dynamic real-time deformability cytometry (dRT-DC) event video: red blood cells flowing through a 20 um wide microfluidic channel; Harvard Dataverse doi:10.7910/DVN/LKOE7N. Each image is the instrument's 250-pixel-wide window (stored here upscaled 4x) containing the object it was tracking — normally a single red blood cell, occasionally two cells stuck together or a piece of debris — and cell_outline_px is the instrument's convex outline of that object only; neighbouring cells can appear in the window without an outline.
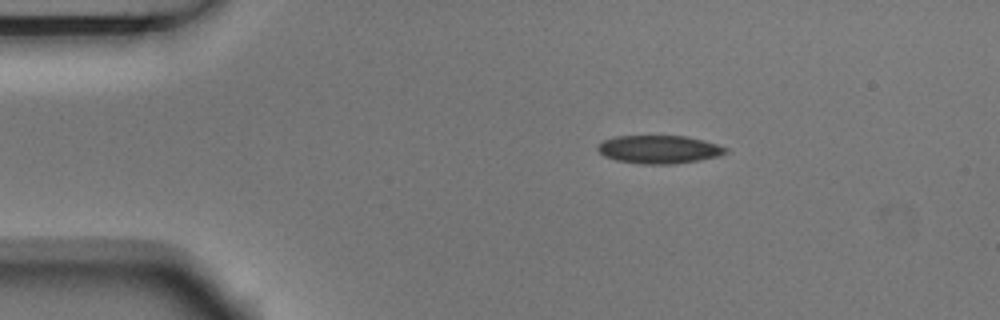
{"species": "Egyptian fruit bat (a non-hibernating species)", "species_latin": "Rousettus aegyptiacus", "temperature_condition": "room temperature", "stored_images_in_passage": 7, "camera_frame_rate_fps": 3000, "um_per_image_px": 0.085, "animal": {"sex": "male"}, "frame": {"image": 1, "passage_image": 1, "time_ms": 0.0, "image_size_px": [1000, 320], "cell_outline_px": [[728, 152], [716, 156], [696, 160], [672, 164], [644, 164], [616, 160], [604, 156], [596, 148], [604, 140], [616, 136], [688, 136], [704, 140], [728, 148]], "centroid_in_image_um": [56.01, 12.69], "position_along_channel_um": 29.0, "area_um2": 20.75}}
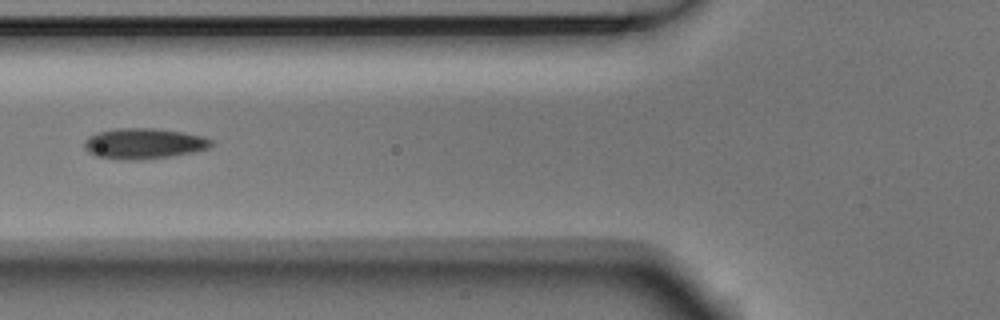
{"frame": {"image": 2, "passage_image": 4, "time_ms": 1.0, "image_size_px": [1000, 320], "cell_outline_px": [[212, 144], [208, 148], [192, 152], [168, 156], [128, 160], [96, 156], [88, 152], [84, 148], [84, 140], [88, 136], [96, 132], [112, 128], [152, 128], [184, 132], [204, 136], [212, 140]], "centroid_in_image_um": [12.18, 12.17], "position_along_channel_um": 113.6, "area_um2": 22.54}}
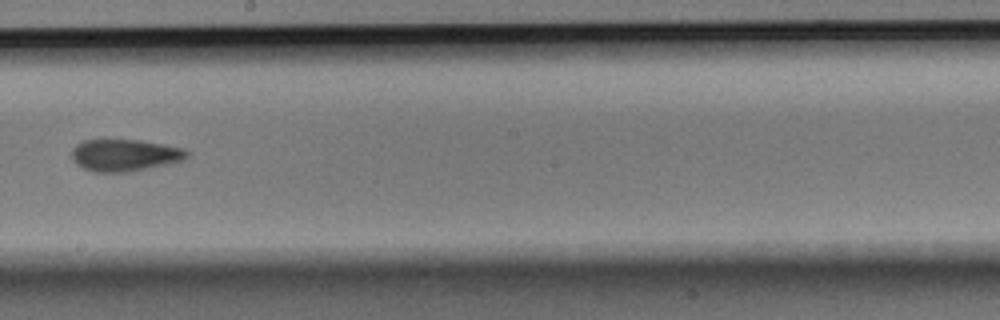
{"frame": {"image": 3, "passage_image": 7, "time_ms": 2.0, "image_size_px": [1000, 320], "cell_outline_px": [[188, 156], [184, 160], [172, 164], [128, 172], [96, 172], [84, 168], [76, 164], [72, 160], [72, 148], [76, 144], [84, 140], [140, 140], [164, 144], [184, 148], [188, 152]], "centroid_in_image_um": [10.63, 13.19], "position_along_channel_um": 237.6, "area_um2": 21.68}}